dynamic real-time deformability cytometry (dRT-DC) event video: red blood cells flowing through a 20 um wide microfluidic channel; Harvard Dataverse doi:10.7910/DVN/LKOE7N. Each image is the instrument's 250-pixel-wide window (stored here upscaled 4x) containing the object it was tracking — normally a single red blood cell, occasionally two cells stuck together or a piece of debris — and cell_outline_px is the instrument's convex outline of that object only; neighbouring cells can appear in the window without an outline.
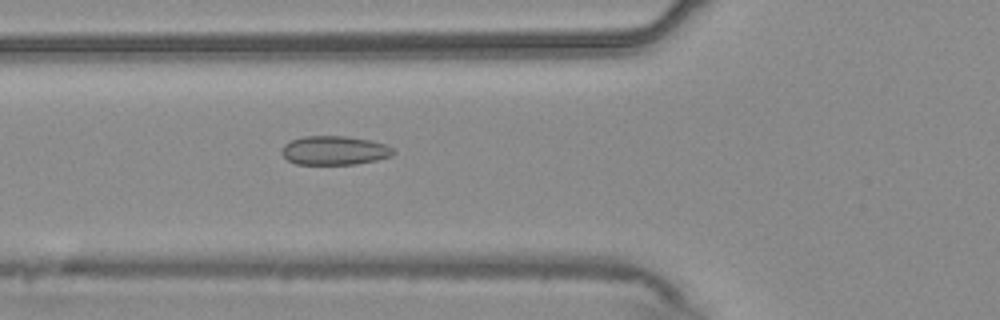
{"species": "common noctule bat (a hibernating species)", "species_latin": "Nyctalus noctula", "temperature_condition": "warm", "stored_images_in_passage": 52, "camera_frame_rate_fps": 3000, "um_per_image_px": 0.085, "animal": {"sex": "male", "body_mass_g": 20.4}, "frame": {"image": 1, "passage_image": 17, "time_ms": 5.333, "image_size_px": [1000, 320], "cell_outline_px": [[396, 152], [392, 156], [376, 160], [356, 164], [296, 164], [288, 160], [280, 152], [284, 144], [292, 140], [304, 136], [348, 136], [372, 140], [384, 144], [392, 148]], "centroid_in_image_um": [28.44, 12.78], "position_along_channel_um": 97.4, "area_um2": 18.9}}
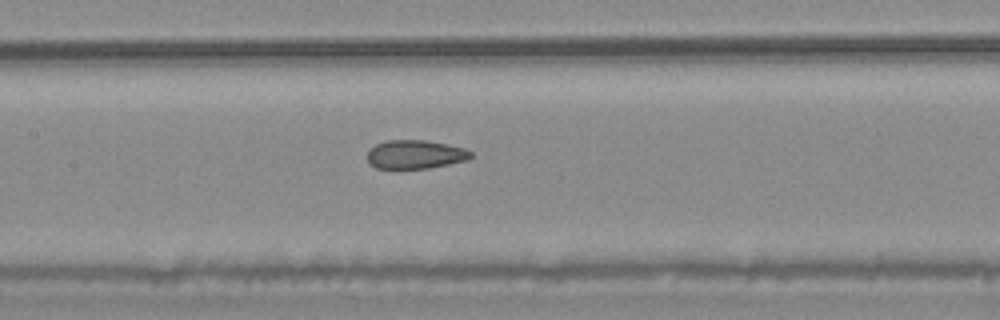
{"frame": {"image": 2, "passage_image": 23, "time_ms": 7.333, "image_size_px": [1000, 320], "cell_outline_px": [[472, 156], [468, 160], [428, 168], [376, 168], [368, 160], [368, 152], [376, 144], [388, 140], [424, 140], [464, 148], [472, 152]], "centroid_in_image_um": [35.31, 13.12], "position_along_channel_um": 172.1, "area_um2": 16.99}}
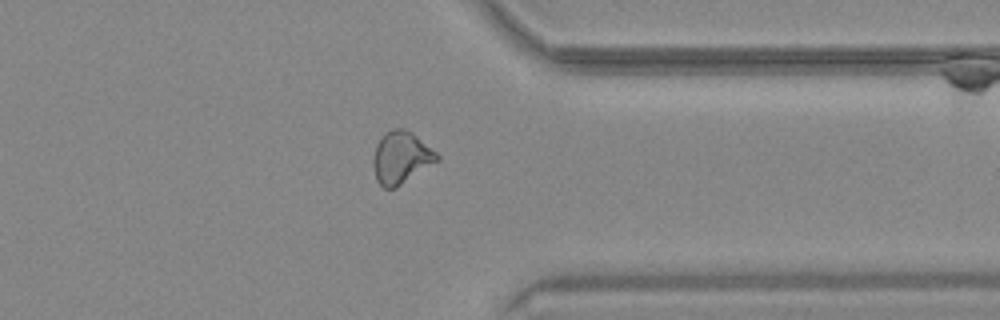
{"frame": {"image": 3, "passage_image": 40, "time_ms": 13.0, "image_size_px": [1000, 320], "cell_outline_px": [[440, 160], [396, 188], [384, 188], [376, 180], [372, 160], [376, 144], [392, 128], [404, 128], [412, 132], [436, 152], [440, 156]], "centroid_in_image_um": [34.1, 13.41], "position_along_channel_um": 377.3, "area_um2": 19.36}, "authors_computed_cell_mechanics": {"area_um2": 19.1896, "velocity_mm_per_s": 3.703, "shape_relaxation_time_tau1_ms": null, "shape_relaxation_time_tau2_ms": 1.902, "deformation_change_tau1": null, "deformation_change_tau2": 0.0642}}